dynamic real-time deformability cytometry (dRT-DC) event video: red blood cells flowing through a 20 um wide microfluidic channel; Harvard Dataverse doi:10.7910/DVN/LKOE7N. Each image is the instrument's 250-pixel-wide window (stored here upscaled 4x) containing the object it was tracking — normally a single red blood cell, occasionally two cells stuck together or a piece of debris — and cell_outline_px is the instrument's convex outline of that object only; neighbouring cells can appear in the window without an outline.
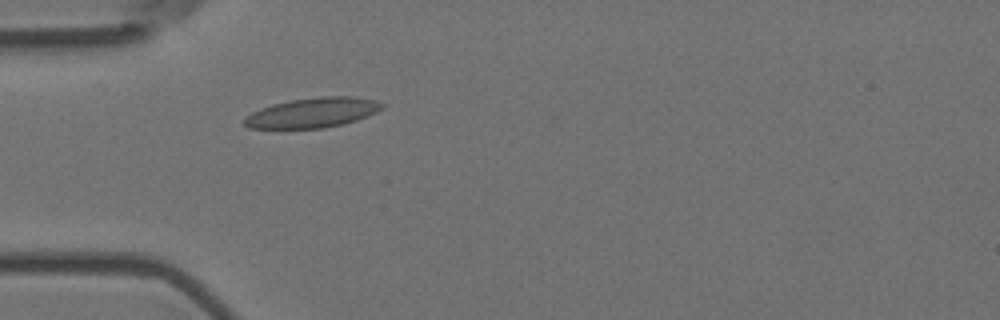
{"species": "Egyptian fruit bat (a non-hibernating species)", "species_latin": "Rousettus aegyptiacus", "temperature_condition": "room temperature", "stored_images_in_passage": 11, "camera_frame_rate_fps": 3000, "um_per_image_px": 0.085, "animal": {"sex": "female"}, "frame": {"image": 1, "passage_image": 1, "time_ms": 0.0, "image_size_px": [1000, 320], "cell_outline_px": [[384, 108], [368, 116], [344, 124], [324, 128], [248, 128], [244, 124], [244, 116], [260, 108], [272, 104], [292, 100], [320, 96], [356, 96], [376, 100], [384, 104]], "centroid_in_image_um": [26.59, 9.57], "position_along_channel_um": 58.4, "area_um2": 24.16}}
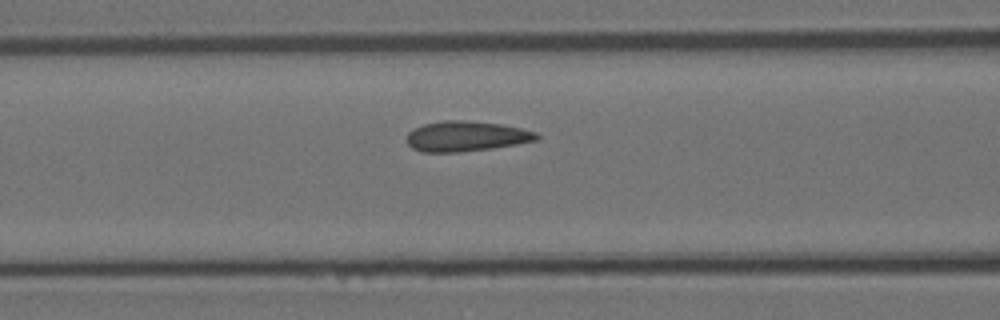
{"frame": {"image": 2, "passage_image": 7, "time_ms": 2.0, "image_size_px": [1000, 320], "cell_outline_px": [[540, 140], [492, 148], [460, 152], [420, 152], [412, 148], [408, 144], [408, 132], [424, 124], [444, 120], [468, 120], [500, 124], [520, 128], [536, 132], [540, 136]], "centroid_in_image_um": [39.64, 11.58], "position_along_channel_um": 127.0, "area_um2": 22.89}}
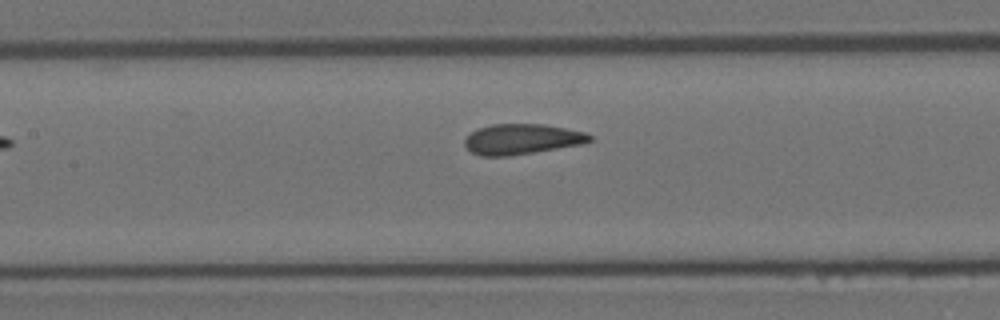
{"frame": {"image": 3, "passage_image": 10, "time_ms": 3.0, "image_size_px": [1000, 320], "cell_outline_px": [[592, 140], [580, 144], [508, 156], [480, 156], [472, 152], [464, 144], [464, 140], [472, 132], [480, 128], [492, 124], [544, 124], [584, 132], [592, 136]], "centroid_in_image_um": [44.33, 11.82], "position_along_channel_um": 163.1, "area_um2": 21.73}}